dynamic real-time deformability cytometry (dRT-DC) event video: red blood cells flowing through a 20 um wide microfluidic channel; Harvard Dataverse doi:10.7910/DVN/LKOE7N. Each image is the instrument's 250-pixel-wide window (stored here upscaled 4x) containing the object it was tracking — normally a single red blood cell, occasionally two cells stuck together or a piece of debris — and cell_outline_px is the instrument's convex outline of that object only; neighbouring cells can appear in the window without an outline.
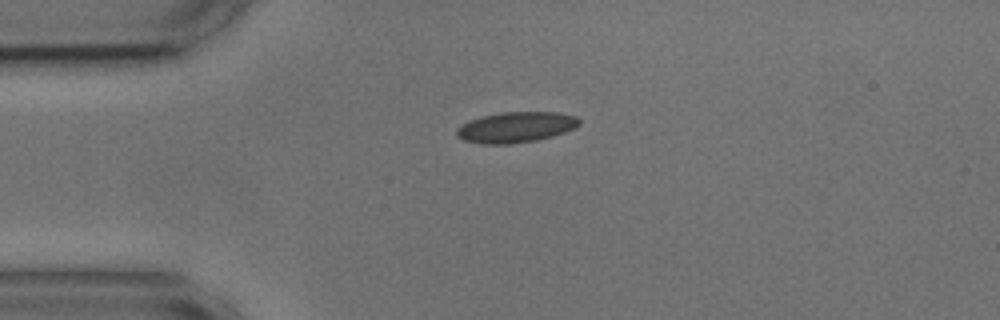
{"species": "common noctule bat (a hibernating species)", "species_latin": "Nyctalus noctula", "temperature_condition": "cold", "stored_images_in_passage": 43, "camera_frame_rate_fps": 3000, "um_per_image_px": 0.085, "animal": {"sex": "male", "body_mass_g": 17.9, "forearm_length_mm": 54.2}, "frame": {"image": 1, "passage_image": 1, "time_ms": 0.0, "image_size_px": [1000, 320], "cell_outline_px": [[580, 124], [576, 128], [552, 136], [536, 140], [508, 144], [480, 144], [464, 140], [456, 136], [456, 128], [468, 120], [480, 116], [500, 112], [556, 112], [576, 116], [580, 120]], "centroid_in_image_um": [43.82, 10.81], "position_along_channel_um": 41.2, "area_um2": 22.08}}
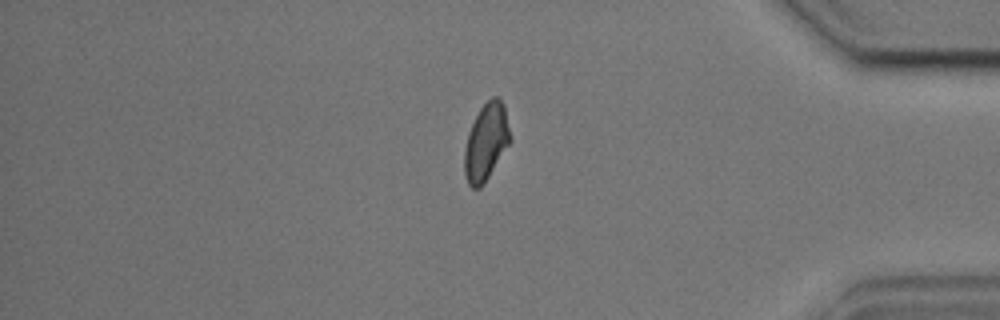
{"frame": {"image": 2, "passage_image": 34, "time_ms": 11.0, "image_size_px": [1000, 320], "cell_outline_px": [[512, 140], [484, 184], [480, 188], [472, 188], [468, 184], [464, 176], [464, 148], [468, 132], [480, 108], [492, 96], [496, 96], [504, 104]], "centroid_in_image_um": [41.32, 12.09], "position_along_channel_um": 393.9, "area_um2": 20.69}}
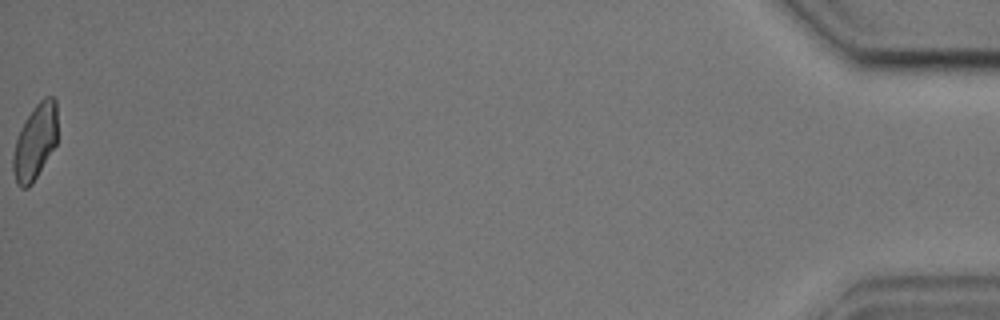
{"frame": {"image": 3, "passage_image": 43, "time_ms": 14.0, "image_size_px": [1000, 320], "cell_outline_px": [[56, 144], [32, 184], [28, 188], [20, 188], [16, 184], [12, 172], [12, 156], [16, 140], [20, 128], [32, 108], [44, 96], [52, 96], [56, 100]], "centroid_in_image_um": [2.95, 12.08], "position_along_channel_um": 432.2, "area_um2": 19.59}, "authors_computed_cell_mechanics": {"area_um2": 20.8658, "velocity_mm_per_s": 3.6621, "shape_relaxation_time_tau1_ms": 6.8011, "shape_relaxation_time_tau2_ms": 1.6925, "deformation_change_tau1": 0.1011, "deformation_change_tau2": 0.0567}}